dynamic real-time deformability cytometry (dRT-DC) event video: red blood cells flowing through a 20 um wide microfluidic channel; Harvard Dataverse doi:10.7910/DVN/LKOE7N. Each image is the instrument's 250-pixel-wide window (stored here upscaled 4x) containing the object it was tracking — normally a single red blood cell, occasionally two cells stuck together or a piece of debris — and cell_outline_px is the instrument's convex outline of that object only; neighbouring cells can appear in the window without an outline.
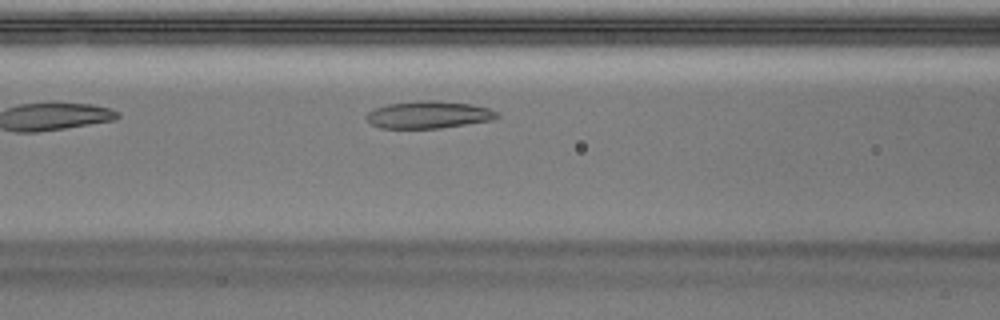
{"species": "Egyptian fruit bat (a non-hibernating species)", "species_latin": "Rousettus aegyptiacus", "temperature_condition": "warm", "stored_images_in_passage": 17, "camera_frame_rate_fps": 3000, "um_per_image_px": 0.085, "animal": {"sex": "male"}, "frame": {"image": 1, "passage_image": 6, "time_ms": 1.667, "image_size_px": [1000, 320], "cell_outline_px": [[500, 116], [496, 120], [440, 128], [380, 128], [372, 124], [364, 116], [368, 112], [376, 108], [388, 104], [416, 100], [436, 100], [472, 104], [488, 108], [496, 112]], "centroid_in_image_um": [36.46, 9.75], "position_along_channel_um": 130.1, "area_um2": 20.92}}